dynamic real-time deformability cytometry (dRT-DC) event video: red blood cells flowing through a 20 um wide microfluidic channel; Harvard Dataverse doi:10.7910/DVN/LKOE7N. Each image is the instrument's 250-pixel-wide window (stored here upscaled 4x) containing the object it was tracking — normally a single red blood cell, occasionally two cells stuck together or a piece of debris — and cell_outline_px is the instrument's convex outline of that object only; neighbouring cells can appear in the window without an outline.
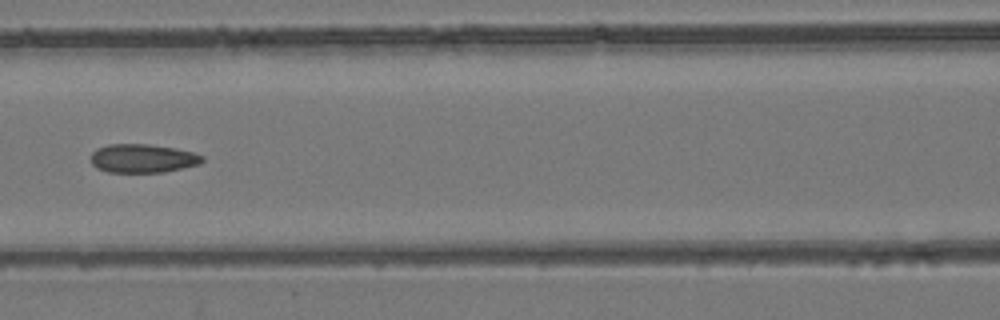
{"species": "common noctule bat (a hibernating species)", "species_latin": "Nyctalus noctula", "temperature_condition": "room temperature", "stored_images_in_passage": 8, "camera_frame_rate_fps": 3000, "um_per_image_px": 0.085, "animal": {"sex": "female", "body_mass_g": 24.6, "forearm_length_mm": 56.2}, "frame": {"image": 1, "passage_image": 7, "time_ms": 7.0, "image_size_px": [1000, 320], "cell_outline_px": [[204, 160], [200, 164], [164, 172], [108, 172], [96, 168], [92, 164], [92, 152], [96, 148], [108, 144], [148, 144], [176, 148], [192, 152], [204, 156]], "centroid_in_image_um": [12.13, 13.46], "position_along_channel_um": 154.5, "area_um2": 18.67}}
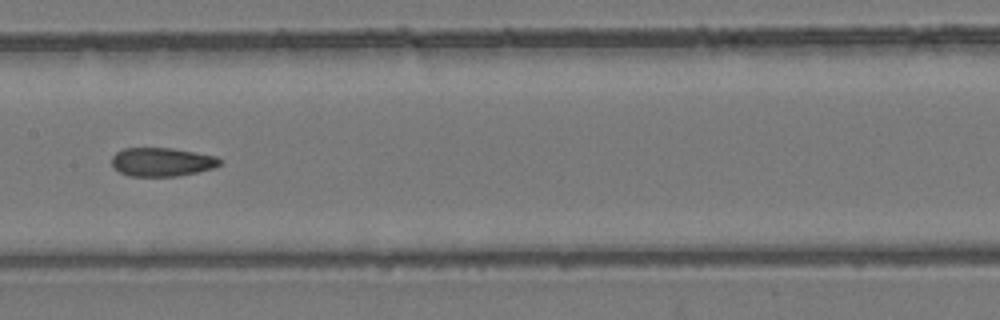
{"frame": {"image": 2, "passage_image": 8, "time_ms": 8.0, "image_size_px": [1000, 320], "cell_outline_px": [[224, 160], [220, 164], [212, 168], [196, 172], [176, 176], [128, 176], [112, 168], [112, 156], [116, 152], [124, 148], [172, 148], [216, 156]], "centroid_in_image_um": [13.74, 13.76], "position_along_channel_um": 193.7, "area_um2": 18.09}}